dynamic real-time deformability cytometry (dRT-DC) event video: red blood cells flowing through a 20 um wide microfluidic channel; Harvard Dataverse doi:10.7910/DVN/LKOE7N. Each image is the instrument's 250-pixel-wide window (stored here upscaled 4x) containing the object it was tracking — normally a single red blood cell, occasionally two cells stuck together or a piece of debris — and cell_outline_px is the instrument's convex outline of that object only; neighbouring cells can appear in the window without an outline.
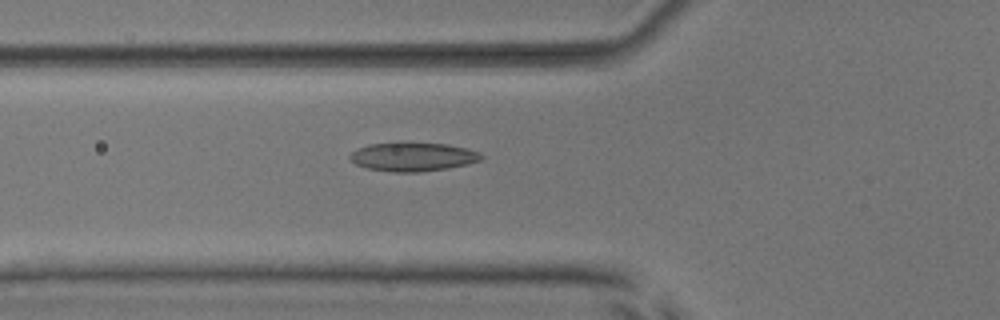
{"species": "common noctule bat (a hibernating species)", "species_latin": "Nyctalus noctula", "temperature_condition": "room temperature", "stored_images_in_passage": 53, "camera_frame_rate_fps": 3000, "um_per_image_px": 0.085, "animal": {"sex": "male", "body_mass_g": 17.9, "forearm_length_mm": 54.2}, "frame": {"image": 1, "passage_image": 19, "time_ms": 6.0, "image_size_px": [1000, 320], "cell_outline_px": [[484, 156], [480, 160], [468, 164], [448, 168], [420, 172], [392, 172], [368, 168], [356, 164], [348, 156], [356, 148], [368, 144], [400, 140], [448, 144], [468, 148], [480, 152]], "centroid_in_image_um": [35.09, 13.28], "position_along_channel_um": 90.7, "area_um2": 22.83}}
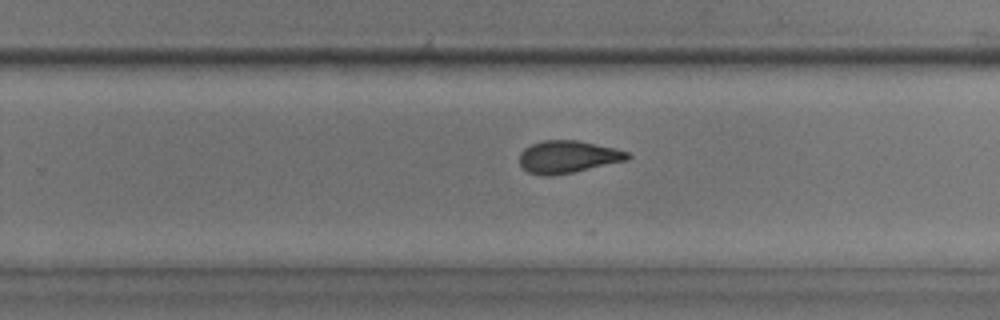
{"frame": {"image": 2, "passage_image": 34, "time_ms": 11.0, "image_size_px": [1000, 320], "cell_outline_px": [[632, 156], [628, 160], [572, 172], [548, 176], [544, 176], [528, 172], [520, 164], [520, 152], [524, 148], [532, 144], [544, 140], [576, 140], [616, 148], [628, 152]], "centroid_in_image_um": [48.28, 13.32], "position_along_channel_um": 281.5, "area_um2": 20.29}}
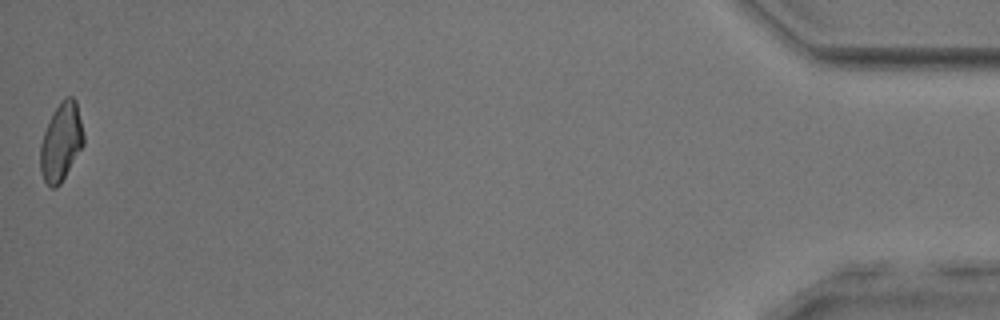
{"frame": {"image": 3, "passage_image": 53, "time_ms": 17.333, "image_size_px": [1000, 320], "cell_outline_px": [[84, 144], [60, 184], [56, 188], [48, 188], [40, 172], [40, 144], [44, 132], [56, 108], [68, 96], [72, 96], [76, 100], [84, 136]], "centroid_in_image_um": [5.19, 12.13], "position_along_channel_um": 430.0, "area_um2": 19.42}}